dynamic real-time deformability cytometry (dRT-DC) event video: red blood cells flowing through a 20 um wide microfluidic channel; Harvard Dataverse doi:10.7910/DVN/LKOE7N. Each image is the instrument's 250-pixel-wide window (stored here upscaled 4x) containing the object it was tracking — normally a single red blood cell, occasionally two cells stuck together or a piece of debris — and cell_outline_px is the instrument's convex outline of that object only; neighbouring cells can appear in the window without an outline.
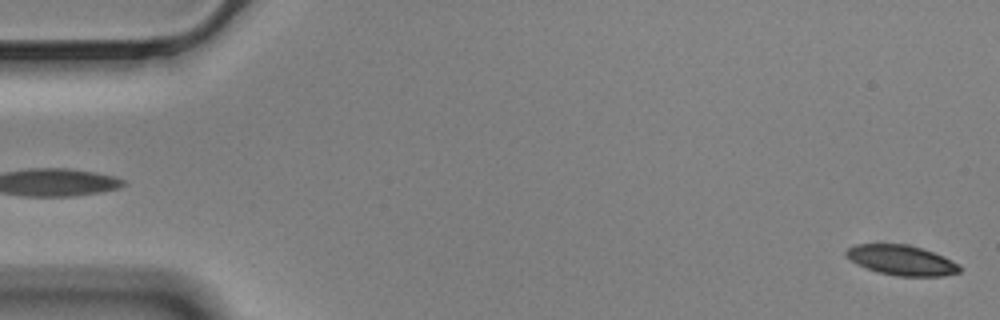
{"species": "Egyptian fruit bat (a non-hibernating species)", "species_latin": "Rousettus aegyptiacus", "temperature_condition": "cold", "stored_images_in_passage": 57, "camera_frame_rate_fps": 3000, "um_per_image_px": 0.085, "animal": {"sex": "male"}, "frame": {"image": 1, "passage_image": 1, "time_ms": 0.0, "image_size_px": [1000, 320], "cell_outline_px": [[960, 272], [944, 276], [896, 276], [880, 272], [856, 264], [844, 252], [848, 248], [856, 244], [908, 244], [944, 256], [960, 264]], "centroid_in_image_um": [76.67, 22.12], "position_along_channel_um": 8.3, "area_um2": 19.71}}
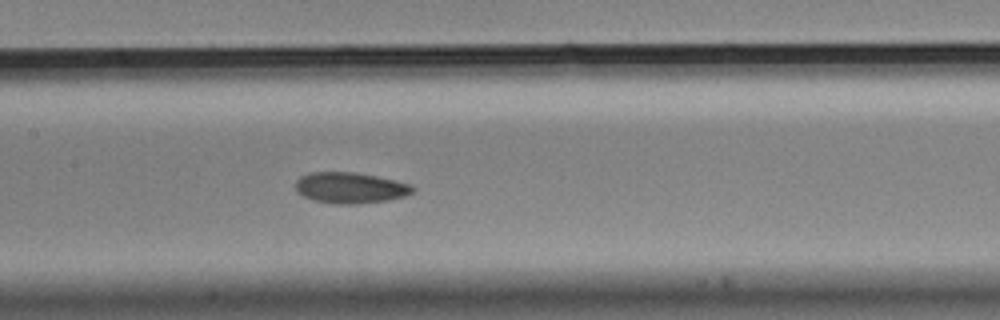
{"frame": {"image": 2, "passage_image": 27, "time_ms": 8.667, "image_size_px": [1000, 320], "cell_outline_px": [[416, 188], [412, 192], [404, 196], [388, 200], [360, 204], [336, 204], [312, 200], [296, 192], [296, 180], [300, 176], [308, 172], [352, 172], [376, 176], [396, 180], [412, 184]], "centroid_in_image_um": [29.77, 15.96], "position_along_channel_um": 177.6, "area_um2": 21.33}}
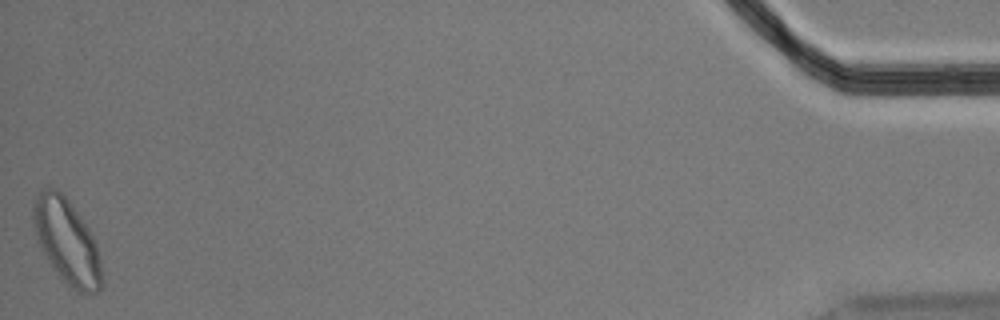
{"frame": {"image": 3, "passage_image": 57, "time_ms": 18.667, "image_size_px": [1000, 320], "cell_outline_px": [[104, 284], [96, 292], [80, 292], [72, 288], [60, 276], [48, 260], [40, 244], [32, 224], [32, 204], [36, 196], [44, 188], [56, 188], [68, 200], [80, 216], [88, 228], [96, 244]], "centroid_in_image_um": [5.67, 20.5], "position_along_channel_um": 429.5, "area_um2": 33.18}, "authors_computed_cell_mechanics": {"area_um2": 21.2704, "velocity_mm_per_s": 3.4782, "shape_relaxation_time_tau1_ms": 5.9351, "shape_relaxation_time_tau2_ms": 6.2247, "deformation_change_tau1": 0.1101, "deformation_change_tau2": 0.1165}}